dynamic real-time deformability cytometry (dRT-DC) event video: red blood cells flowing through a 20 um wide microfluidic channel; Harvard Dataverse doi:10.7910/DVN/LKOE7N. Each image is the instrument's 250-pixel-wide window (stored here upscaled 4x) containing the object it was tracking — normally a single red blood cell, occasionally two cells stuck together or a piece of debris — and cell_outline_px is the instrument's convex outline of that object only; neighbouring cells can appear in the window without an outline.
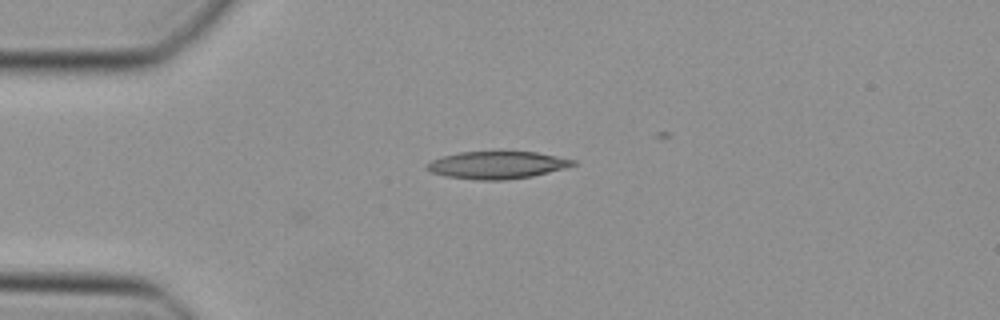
{"species": "Egyptian fruit bat (a non-hibernating species)", "species_latin": "Rousettus aegyptiacus", "temperature_condition": "cold", "stored_images_in_passage": 7, "camera_frame_rate_fps": 3000, "um_per_image_px": 0.085, "animal": {"sex": "female"}, "frame": {"image": 1, "passage_image": 1, "time_ms": 0.0, "image_size_px": [1000, 320], "cell_outline_px": [[576, 164], [564, 168], [532, 176], [504, 180], [476, 180], [448, 176], [432, 172], [424, 168], [424, 164], [432, 160], [444, 156], [460, 152], [500, 148], [536, 152], [576, 160]], "centroid_in_image_um": [42.24, 13.97], "position_along_channel_um": 42.8, "area_um2": 24.22}}
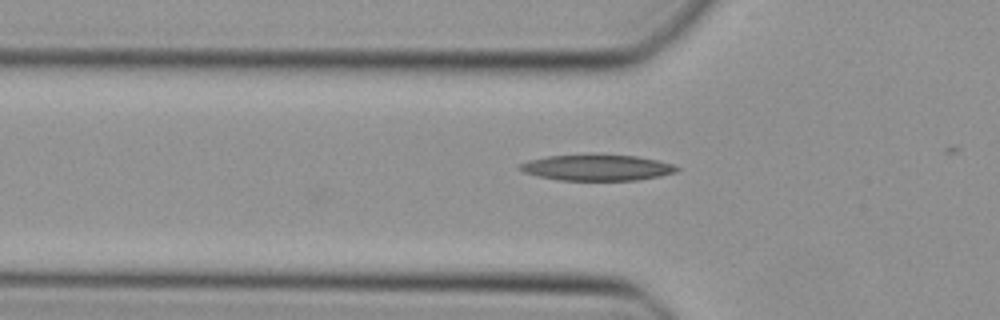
{"frame": {"image": 2, "passage_image": 5, "time_ms": 1.333, "image_size_px": [1000, 320], "cell_outline_px": [[680, 168], [676, 172], [660, 176], [636, 180], [560, 180], [540, 176], [524, 172], [516, 168], [520, 164], [528, 160], [548, 156], [636, 156], [660, 160], [672, 164]], "centroid_in_image_um": [50.77, 14.26], "position_along_channel_um": 75.0, "area_um2": 23.18}}